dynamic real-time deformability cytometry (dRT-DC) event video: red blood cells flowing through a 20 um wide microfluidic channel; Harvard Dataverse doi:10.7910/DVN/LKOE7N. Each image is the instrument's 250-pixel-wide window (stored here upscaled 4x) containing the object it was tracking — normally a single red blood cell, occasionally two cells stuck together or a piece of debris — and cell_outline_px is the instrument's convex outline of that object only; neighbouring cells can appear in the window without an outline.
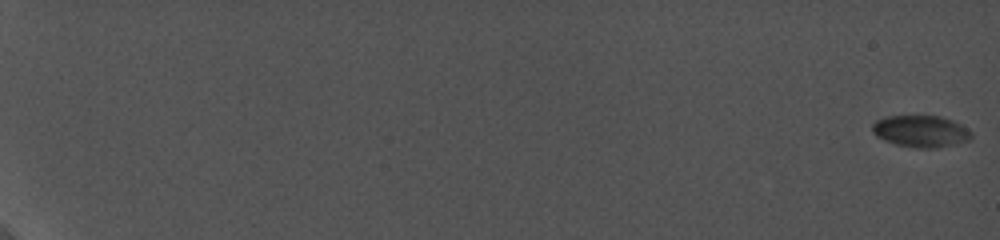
{"species": "common noctule bat (a hibernating species)", "species_latin": "Nyctalus noctula", "temperature_condition": "cold", "stored_images_in_passage": 30, "camera_frame_rate_fps": 5000, "um_per_image_px": 0.085, "animal": {"sex": "female", "body_mass_g": 19.0, "forearm_length_mm": 56.7}, "frame": {"image": 1, "passage_image": 1, "time_ms": 0.0, "image_size_px": [1000, 240], "cell_outline_px": [[972, 136], [968, 140], [936, 148], [916, 148], [896, 144], [884, 140], [876, 136], [872, 132], [872, 124], [876, 120], [884, 116], [940, 116], [952, 120], [960, 124], [972, 132]], "centroid_in_image_um": [78.23, 11.15], "position_along_channel_um": 6.8, "area_um2": 18.26}}
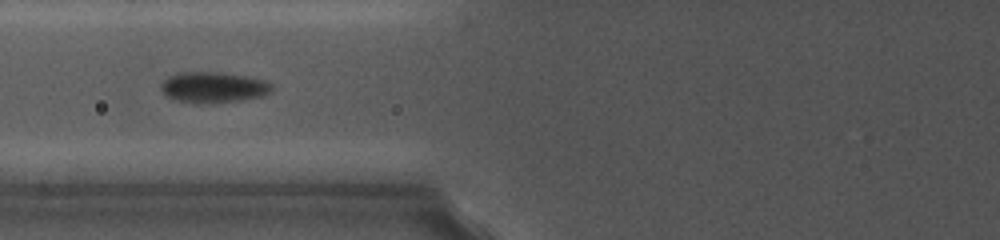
{"frame": {"image": 2, "passage_image": 18, "time_ms": 9.8, "image_size_px": [1000, 240], "cell_outline_px": [[272, 92], [264, 96], [208, 104], [196, 104], [176, 100], [164, 96], [160, 88], [160, 84], [168, 76], [180, 72], [220, 72], [248, 76], [264, 80], [272, 84]], "centroid_in_image_um": [18.1, 7.42], "position_along_channel_um": 107.7, "area_um2": 20.23}}
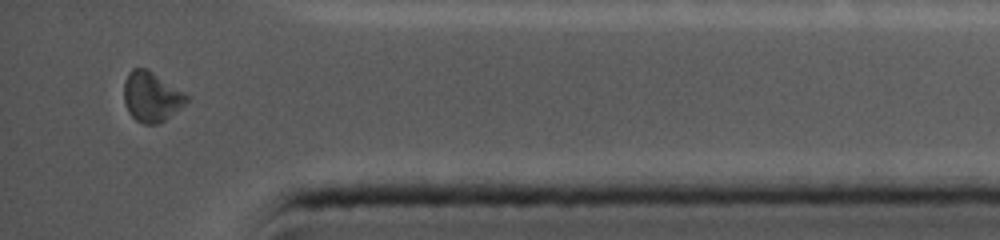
{"frame": {"image": 3, "passage_image": 30, "time_ms": 18.2, "image_size_px": [1000, 240], "cell_outline_px": [[188, 100], [180, 108], [164, 120], [156, 124], [144, 124], [136, 120], [128, 112], [124, 104], [124, 80], [128, 72], [132, 68], [148, 68], [184, 92], [188, 96]], "centroid_in_image_um": [12.84, 8.2], "position_along_channel_um": 422.4, "area_um2": 18.26}, "authors_computed_cell_mechanics": {"area_um2": 18.2937, "velocity_mm_per_s": 3.7782, "shape_relaxation_time_tau1_ms": 5.0271, "shape_relaxation_time_tau2_ms": null, "deformation_change_tau1": 0.0698, "deformation_change_tau2": null}}